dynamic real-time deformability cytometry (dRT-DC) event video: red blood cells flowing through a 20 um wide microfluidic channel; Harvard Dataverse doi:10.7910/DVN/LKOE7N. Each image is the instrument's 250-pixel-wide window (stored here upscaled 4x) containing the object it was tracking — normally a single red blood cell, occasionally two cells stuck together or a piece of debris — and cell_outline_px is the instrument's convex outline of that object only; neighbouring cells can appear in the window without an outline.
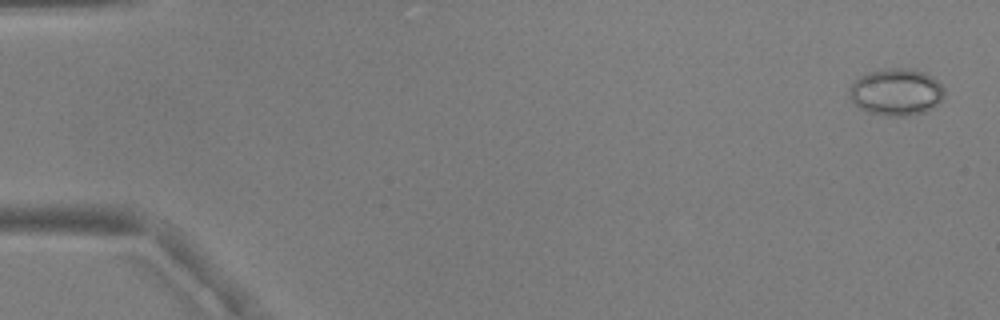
{"species": "common noctule bat (a hibernating species)", "species_latin": "Nyctalus noctula", "temperature_condition": "warm", "stored_images_in_passage": 54, "camera_frame_rate_fps": 3000, "um_per_image_px": 0.085, "animal": {"sex": "male", "body_mass_g": 17.9, "forearm_length_mm": 54.2}, "frame": {"image": 1, "passage_image": 2, "time_ms": 0.333, "image_size_px": [1000, 320], "cell_outline_px": [[944, 96], [932, 108], [924, 112], [908, 116], [888, 116], [868, 112], [860, 108], [848, 96], [848, 92], [852, 84], [860, 76], [884, 68], [904, 68], [924, 72], [932, 76], [944, 88]], "centroid_in_image_um": [76.18, 7.83], "position_along_channel_um": 8.8, "area_um2": 25.84}}
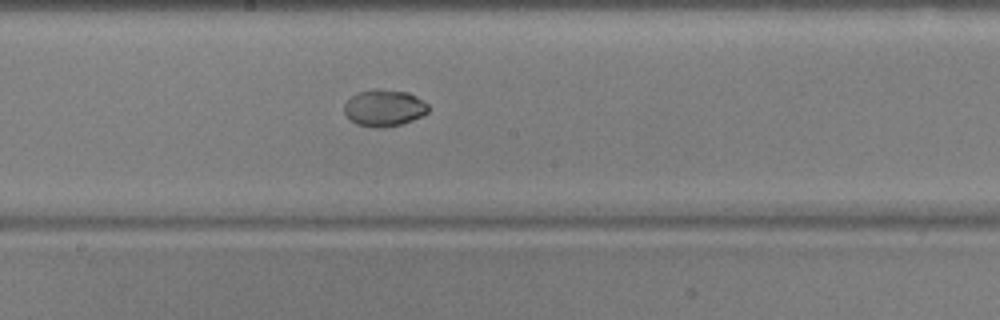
{"frame": {"image": 2, "passage_image": 30, "time_ms": 9.667, "image_size_px": [1000, 320], "cell_outline_px": [[428, 112], [412, 120], [400, 124], [380, 128], [376, 128], [356, 124], [348, 120], [344, 112], [344, 104], [356, 92], [408, 92], [416, 96], [428, 104]], "centroid_in_image_um": [32.63, 9.23], "position_along_channel_um": 215.6, "area_um2": 17.34}}
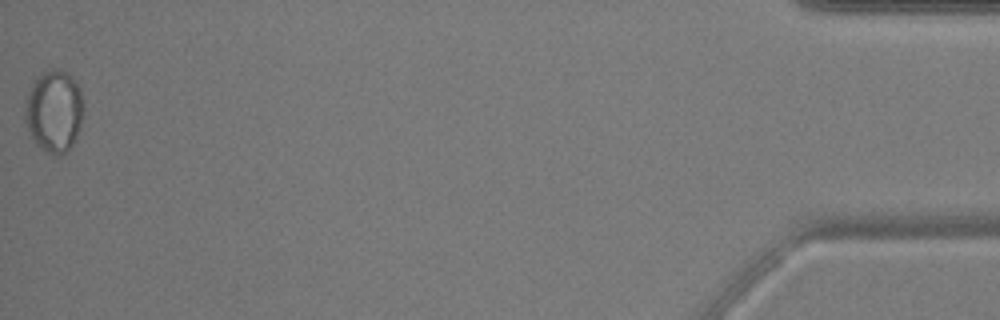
{"frame": {"image": 3, "passage_image": 54, "time_ms": 17.667, "image_size_px": [1000, 320], "cell_outline_px": [[84, 108], [80, 128], [76, 140], [60, 156], [56, 156], [44, 152], [36, 144], [28, 128], [24, 116], [24, 100], [32, 84], [44, 72], [52, 68], [60, 68], [72, 76], [80, 92]], "centroid_in_image_um": [4.59, 9.46], "position_along_channel_um": 430.6, "area_um2": 28.15}, "authors_computed_cell_mechanics": {"area_um2": 20.1144, "velocity_mm_per_s": 3.8046, "shape_relaxation_time_tau1_ms": 4.182, "shape_relaxation_time_tau2_ms": null, "deformation_change_tau1": 0.141, "deformation_change_tau2": null}}